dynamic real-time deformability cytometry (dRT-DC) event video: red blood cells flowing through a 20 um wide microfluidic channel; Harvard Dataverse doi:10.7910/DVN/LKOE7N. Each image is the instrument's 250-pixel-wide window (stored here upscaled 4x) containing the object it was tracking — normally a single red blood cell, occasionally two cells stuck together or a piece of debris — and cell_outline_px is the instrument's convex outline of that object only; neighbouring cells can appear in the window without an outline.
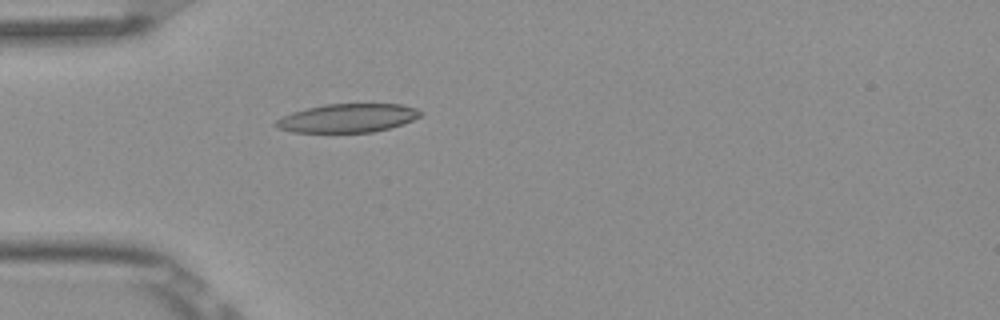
{"species": "Egyptian fruit bat (a non-hibernating species)", "species_latin": "Rousettus aegyptiacus", "temperature_condition": "room temperature", "stored_images_in_passage": 5, "camera_frame_rate_fps": 3000, "um_per_image_px": 0.085, "frame": {"image": 1, "passage_image": 5, "time_ms": 1.333, "image_size_px": [1000, 320], "cell_outline_px": [[424, 112], [420, 116], [404, 124], [372, 132], [292, 132], [280, 128], [272, 124], [276, 120], [292, 112], [324, 104], [400, 104], [416, 108]], "centroid_in_image_um": [29.57, 10.03], "position_along_channel_um": 55.4, "area_um2": 23.99}}